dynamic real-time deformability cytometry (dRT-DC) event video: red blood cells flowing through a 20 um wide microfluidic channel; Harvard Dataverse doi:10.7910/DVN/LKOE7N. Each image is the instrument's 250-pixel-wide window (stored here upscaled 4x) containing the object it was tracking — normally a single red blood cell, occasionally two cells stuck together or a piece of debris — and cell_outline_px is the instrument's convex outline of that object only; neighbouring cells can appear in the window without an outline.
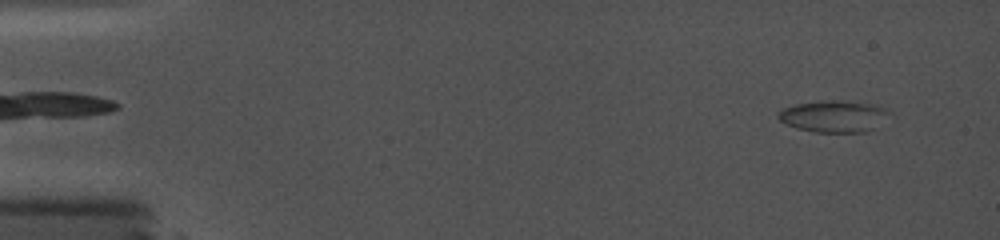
{"species": "common noctule bat (a hibernating species)", "species_latin": "Nyctalus noctula", "temperature_condition": "cold", "stored_images_in_passage": 55, "camera_frame_rate_fps": 5000, "um_per_image_px": 0.085, "animal": {"sex": "female", "body_mass_g": 19.0, "forearm_length_mm": 56.7}, "frame": {"image": 1, "passage_image": 6, "time_ms": 1.0, "image_size_px": [1000, 240], "cell_outline_px": [[892, 112], [872, 128], [864, 132], [816, 132], [796, 128], [780, 120], [776, 116], [784, 108], [796, 104], [824, 100], [840, 100], [880, 104]], "centroid_in_image_um": [70.9, 9.86], "position_along_channel_um": 14.1, "area_um2": 20.46}}
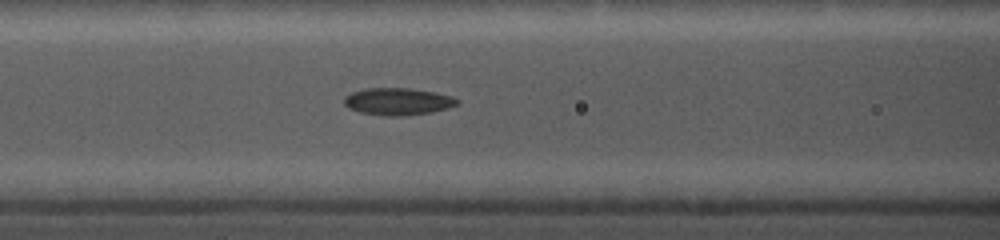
{"frame": {"image": 2, "passage_image": 34, "time_ms": 7.6, "image_size_px": [1000, 240], "cell_outline_px": [[460, 104], [448, 108], [432, 112], [408, 116], [384, 116], [360, 112], [348, 108], [344, 104], [344, 96], [352, 92], [364, 88], [408, 88], [432, 92], [452, 96], [460, 100]], "centroid_in_image_um": [33.82, 8.64], "position_along_channel_um": 132.8, "area_um2": 18.09}}
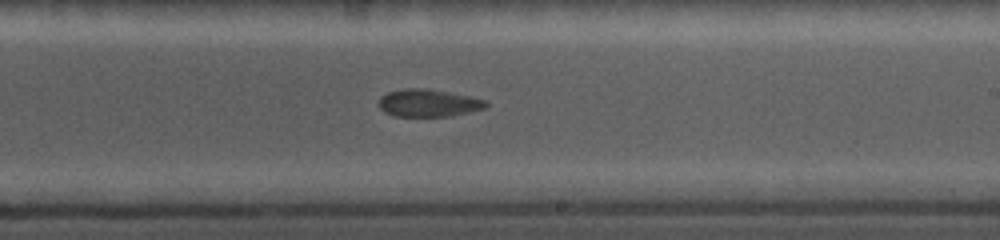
{"frame": {"image": 3, "passage_image": 55, "time_ms": 10.8, "image_size_px": [1000, 240], "cell_outline_px": [[488, 104], [484, 108], [452, 116], [396, 116], [384, 112], [380, 108], [380, 96], [388, 92], [404, 88], [428, 88], [472, 96], [484, 100]], "centroid_in_image_um": [36.41, 8.74], "position_along_channel_um": 252.6, "area_um2": 17.17}}